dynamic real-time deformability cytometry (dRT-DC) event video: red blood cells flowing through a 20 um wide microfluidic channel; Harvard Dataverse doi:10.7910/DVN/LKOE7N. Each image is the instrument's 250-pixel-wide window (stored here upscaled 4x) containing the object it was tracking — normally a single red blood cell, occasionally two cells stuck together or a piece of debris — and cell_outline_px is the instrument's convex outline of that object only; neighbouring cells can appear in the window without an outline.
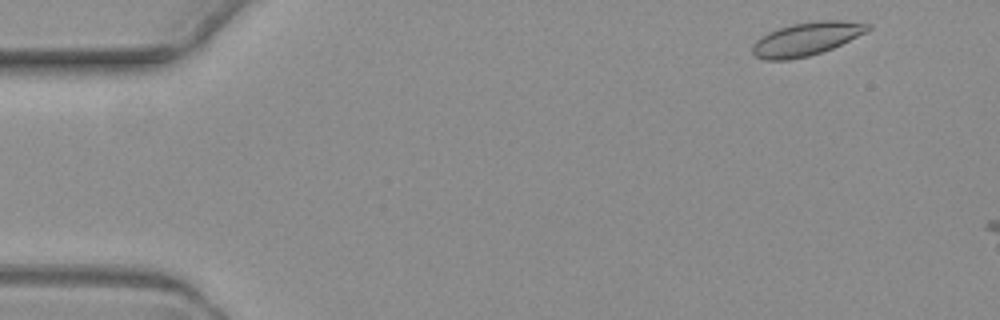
{"species": "common noctule bat (a hibernating species)", "species_latin": "Nyctalus noctula", "temperature_condition": "warm", "stored_images_in_passage": 2, "camera_frame_rate_fps": 3000, "um_per_image_px": 0.085, "animal": {"sex": "female", "body_mass_g": 19.3, "forearm_length_mm": 54.1}, "frame": {"image": 1, "passage_image": 1, "time_ms": 0.0, "image_size_px": [1000, 320], "cell_outline_px": [[872, 28], [868, 32], [832, 48], [808, 56], [788, 60], [764, 60], [756, 56], [752, 52], [752, 48], [756, 40], [780, 28], [792, 24], [820, 20], [840, 20], [872, 24]], "centroid_in_image_um": [68.6, 3.3], "position_along_channel_um": 16.4, "area_um2": 22.14}}